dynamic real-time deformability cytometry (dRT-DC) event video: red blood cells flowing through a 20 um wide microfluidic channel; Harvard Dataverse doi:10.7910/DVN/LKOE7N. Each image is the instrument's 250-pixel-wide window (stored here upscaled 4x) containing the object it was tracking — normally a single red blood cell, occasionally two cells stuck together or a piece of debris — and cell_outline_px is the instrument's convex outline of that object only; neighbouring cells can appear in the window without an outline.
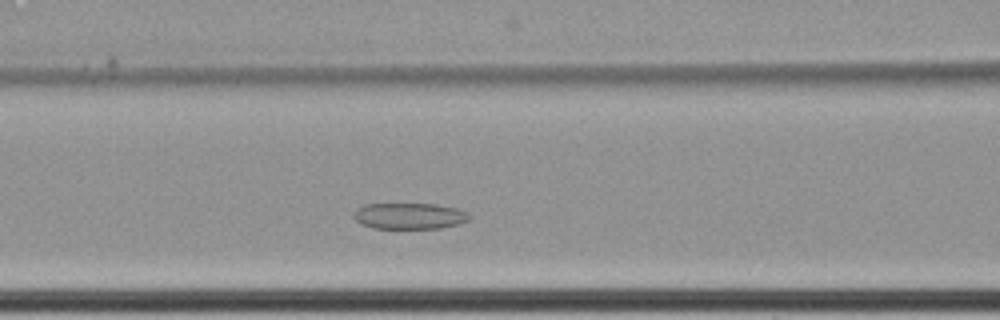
{"species": "common noctule bat (a hibernating species)", "species_latin": "Nyctalus noctula", "temperature_condition": "cold", "stored_images_in_passage": 42, "camera_frame_rate_fps": 3000, "um_per_image_px": 0.085, "animal": {"sex": "female", "body_mass_g": 22.7, "forearm_length_mm": 54.2}, "frame": {"image": 1, "passage_image": 15, "time_ms": 4.667, "image_size_px": [1000, 320], "cell_outline_px": [[472, 216], [468, 220], [456, 224], [440, 228], [372, 228], [356, 220], [352, 216], [352, 212], [356, 208], [364, 204], [436, 204], [456, 208], [468, 212]], "centroid_in_image_um": [34.78, 18.35], "position_along_channel_um": 131.8, "area_um2": 17.63}}
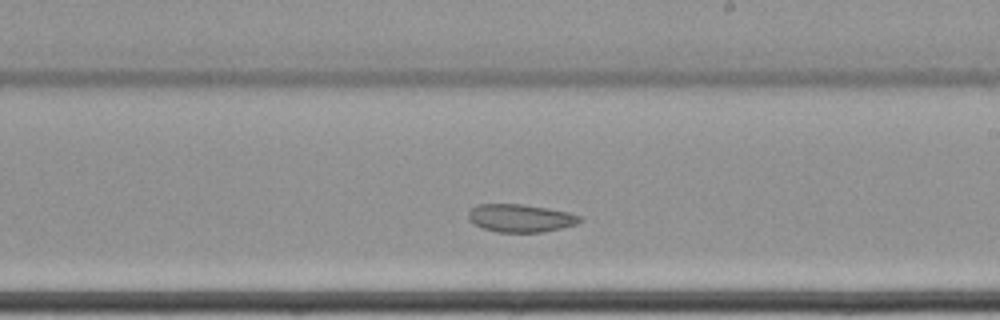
{"frame": {"image": 2, "passage_image": 25, "time_ms": 8.0, "image_size_px": [1000, 320], "cell_outline_px": [[584, 220], [576, 224], [544, 232], [496, 232], [484, 228], [468, 220], [468, 212], [476, 204], [524, 204], [548, 208], [568, 212], [580, 216]], "centroid_in_image_um": [44.25, 18.53], "position_along_channel_um": 244.8, "area_um2": 18.15}}
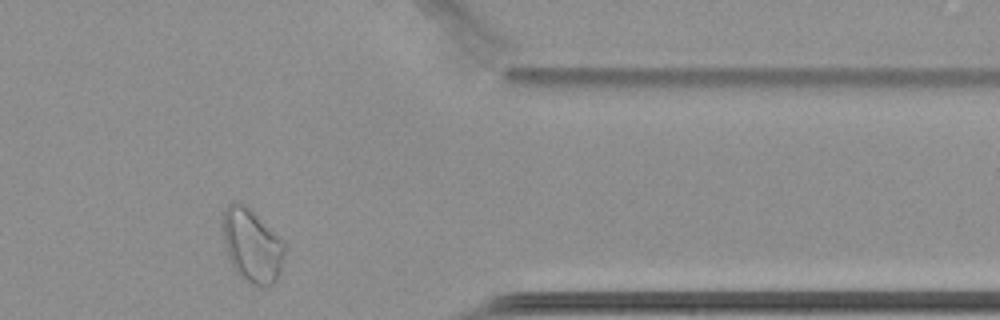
{"frame": {"image": 3, "passage_image": 39, "time_ms": 12.667, "image_size_px": [1000, 320], "cell_outline_px": [[284, 252], [280, 272], [276, 280], [272, 284], [256, 284], [244, 280], [236, 272], [228, 256], [224, 240], [224, 208], [232, 200], [236, 200], [244, 204], [284, 244]], "centroid_in_image_um": [21.38, 20.86], "position_along_channel_um": 390.0, "area_um2": 25.37}, "authors_computed_cell_mechanics": {"area_um2": 19.6809, "velocity_mm_per_s": 3.3906, "shape_relaxation_time_tau1_ms": null, "shape_relaxation_time_tau2_ms": 5.427, "deformation_change_tau1": null, "deformation_change_tau2": 0.0769}}